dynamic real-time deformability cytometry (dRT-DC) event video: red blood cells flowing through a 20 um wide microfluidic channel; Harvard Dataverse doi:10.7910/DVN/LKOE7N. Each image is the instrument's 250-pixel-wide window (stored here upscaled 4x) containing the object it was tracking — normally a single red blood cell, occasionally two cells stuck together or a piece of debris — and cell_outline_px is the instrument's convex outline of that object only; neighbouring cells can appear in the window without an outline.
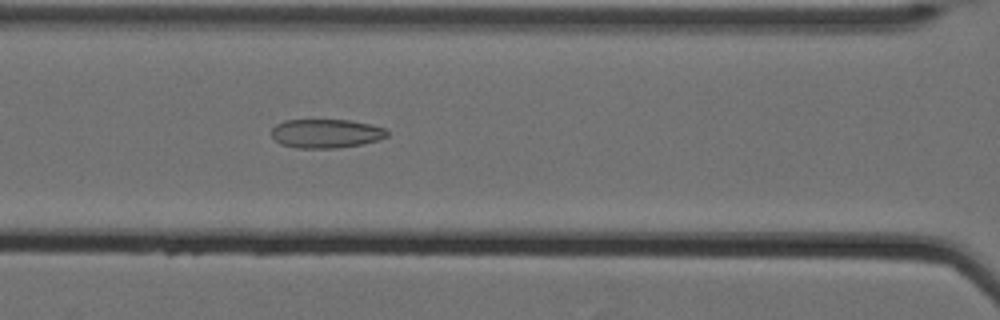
{"species": "Egyptian fruit bat (a non-hibernating species)", "species_latin": "Rousettus aegyptiacus", "temperature_condition": "cold", "stored_images_in_passage": 57, "camera_frame_rate_fps": 3000, "um_per_image_px": 0.085, "animal": {"sex": "female"}, "frame": {"image": 1, "passage_image": 26, "time_ms": 8.333, "image_size_px": [1000, 320], "cell_outline_px": [[388, 136], [380, 140], [360, 144], [336, 148], [296, 148], [280, 144], [272, 136], [272, 128], [276, 124], [284, 120], [348, 120], [388, 128]], "centroid_in_image_um": [27.72, 11.35], "position_along_channel_um": 138.9, "area_um2": 19.54}}
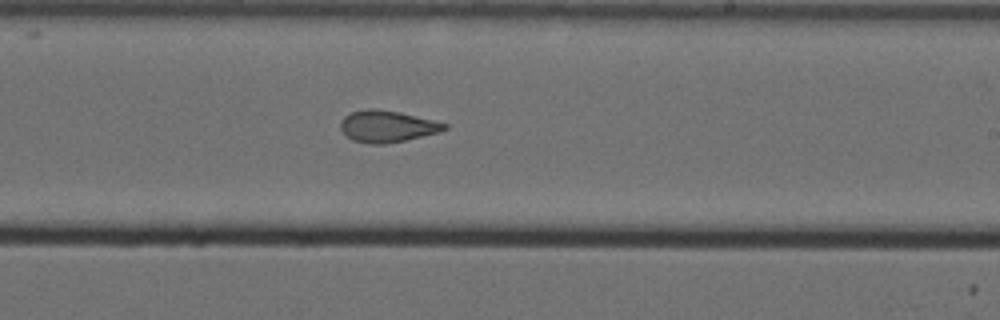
{"frame": {"image": 2, "passage_image": 36, "time_ms": 11.667, "image_size_px": [1000, 320], "cell_outline_px": [[448, 128], [440, 132], [404, 140], [384, 144], [368, 144], [352, 140], [340, 128], [340, 120], [344, 116], [352, 112], [368, 108], [376, 108], [400, 112], [448, 124]], "centroid_in_image_um": [32.89, 10.73], "position_along_channel_um": 256.1, "area_um2": 19.13}}
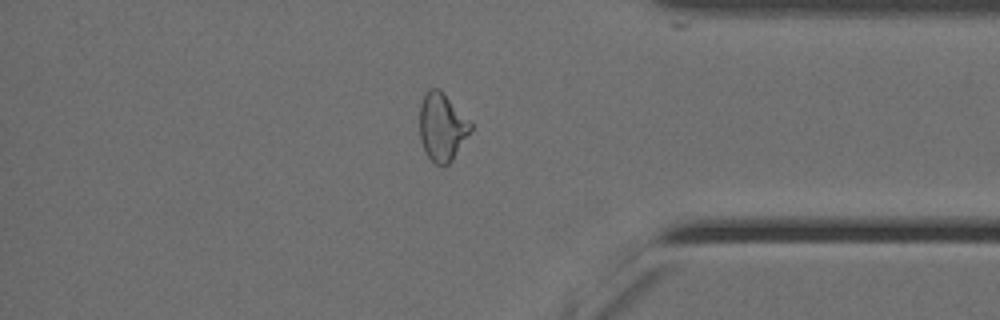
{"frame": {"image": 3, "passage_image": 49, "time_ms": 16.0, "image_size_px": [1000, 320], "cell_outline_px": [[472, 128], [452, 160], [448, 164], [436, 164], [428, 156], [420, 140], [420, 104], [424, 92], [428, 88], [440, 88], [472, 124]], "centroid_in_image_um": [37.55, 10.74], "position_along_channel_um": 397.7, "area_um2": 19.94}, "authors_computed_cell_mechanics": {"area_um2": 21.2126, "velocity_mm_per_s": 3.5177, "shape_relaxation_time_tau1_ms": null, "shape_relaxation_time_tau2_ms": 2.3321, "deformation_change_tau1": null, "deformation_change_tau2": 0.0953}}